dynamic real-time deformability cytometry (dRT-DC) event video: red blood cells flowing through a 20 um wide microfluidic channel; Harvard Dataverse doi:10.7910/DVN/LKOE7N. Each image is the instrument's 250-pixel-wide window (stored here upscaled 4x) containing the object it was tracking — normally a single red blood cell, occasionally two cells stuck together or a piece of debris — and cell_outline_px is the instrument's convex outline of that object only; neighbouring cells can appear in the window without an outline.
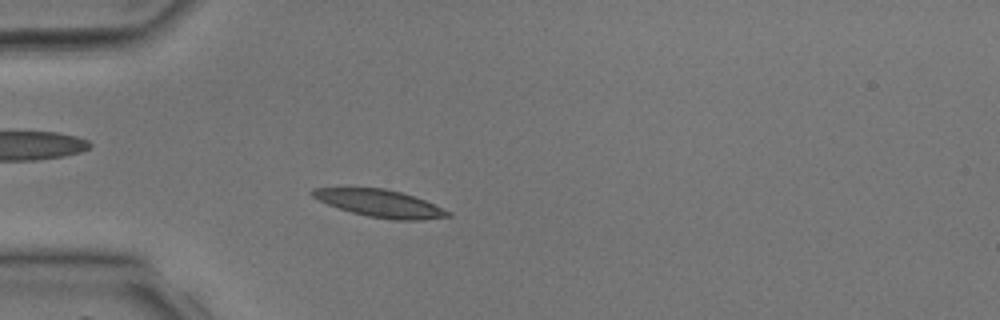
{"species": "common noctule bat (a hibernating species)", "species_latin": "Nyctalus noctula", "temperature_condition": "room temperature", "stored_images_in_passage": 36, "camera_frame_rate_fps": 3000, "um_per_image_px": 0.085, "animal": {"sex": "male", "body_mass_g": 17.9, "forearm_length_mm": 54.2}, "frame": {"image": 1, "passage_image": 8, "time_ms": 2.333, "image_size_px": [1000, 320], "cell_outline_px": [[452, 216], [424, 220], [396, 220], [368, 216], [352, 212], [328, 204], [312, 196], [308, 192], [312, 188], [384, 188], [400, 192], [424, 200], [452, 212]], "centroid_in_image_um": [32.32, 17.29], "position_along_channel_um": 52.7, "area_um2": 21.33}}
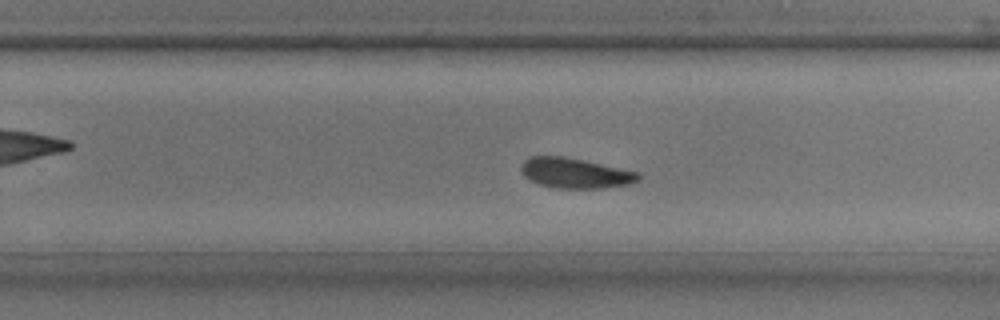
{"frame": {"image": 2, "passage_image": 22, "time_ms": 7.0, "image_size_px": [1000, 320], "cell_outline_px": [[640, 176], [636, 180], [628, 184], [600, 188], [556, 188], [536, 184], [528, 180], [524, 176], [520, 168], [524, 160], [528, 156], [564, 156], [636, 172]], "centroid_in_image_um": [48.77, 14.71], "position_along_channel_um": 281.0, "area_um2": 20.35}}
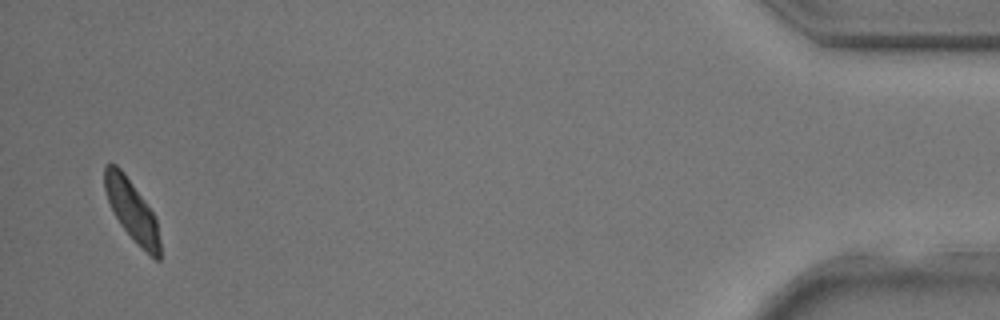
{"frame": {"image": 3, "passage_image": 35, "time_ms": 11.333, "image_size_px": [1000, 320], "cell_outline_px": [[160, 260], [156, 260], [120, 224], [108, 200], [104, 188], [104, 164], [116, 164], [120, 168], [152, 212], [156, 220], [160, 240]], "centroid_in_image_um": [11.19, 17.84], "position_along_channel_um": 424.0, "area_um2": 18.61}}